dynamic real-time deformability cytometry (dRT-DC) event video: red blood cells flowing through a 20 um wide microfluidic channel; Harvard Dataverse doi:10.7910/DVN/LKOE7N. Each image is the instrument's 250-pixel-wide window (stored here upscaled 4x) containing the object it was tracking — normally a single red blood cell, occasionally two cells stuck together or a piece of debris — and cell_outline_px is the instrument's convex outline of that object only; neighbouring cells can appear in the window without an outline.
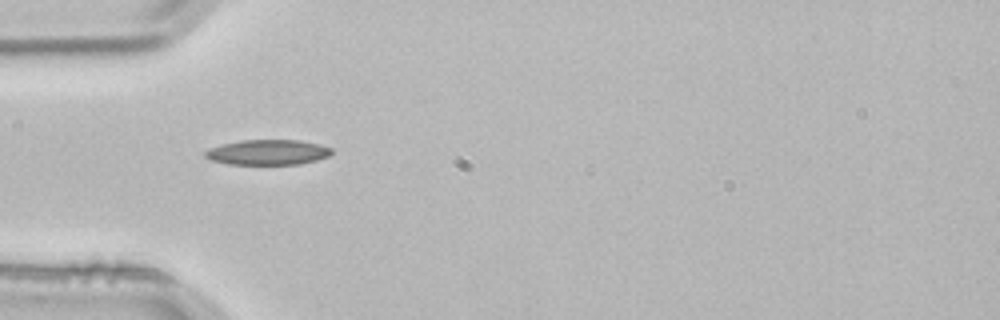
{"species": "common noctule bat (a hibernating species)", "species_latin": "Nyctalus noctula", "temperature_condition": "room temperature", "stored_images_in_passage": 2, "camera_frame_rate_fps": 3000, "um_per_image_px": 0.085, "animal": {"sex": "male", "body_mass_g": 21.5, "forearm_length_mm": 52.0}, "frame": {"image": 1, "passage_image": 1, "time_ms": 0.0, "image_size_px": [1000, 320], "cell_outline_px": [[332, 152], [328, 156], [316, 160], [300, 164], [228, 164], [212, 160], [204, 156], [204, 152], [208, 148], [240, 140], [300, 140], [320, 144], [332, 148]], "centroid_in_image_um": [22.76, 12.94], "position_along_channel_um": 62.2, "area_um2": 18.55}}